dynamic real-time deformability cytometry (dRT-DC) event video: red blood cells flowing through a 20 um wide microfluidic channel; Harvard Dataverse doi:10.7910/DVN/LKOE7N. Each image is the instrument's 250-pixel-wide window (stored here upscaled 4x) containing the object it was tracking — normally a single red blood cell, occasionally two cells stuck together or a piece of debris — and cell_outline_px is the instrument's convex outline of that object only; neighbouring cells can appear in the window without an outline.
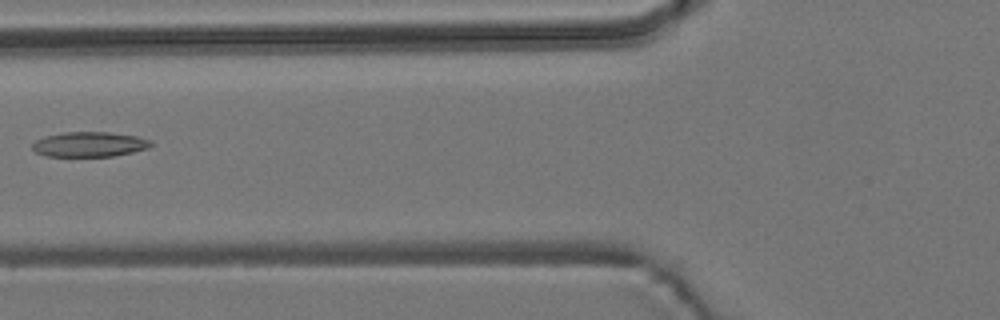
{"species": "common noctule bat (a hibernating species)", "species_latin": "Nyctalus noctula", "temperature_condition": "room temperature", "stored_images_in_passage": 6, "camera_frame_rate_fps": 3000, "um_per_image_px": 0.085, "animal": {"sex": "male", "body_mass_g": 19.2, "forearm_length_mm": 51.8}, "frame": {"image": 1, "passage_image": 6, "time_ms": 6.333, "image_size_px": [1000, 320], "cell_outline_px": [[152, 144], [148, 148], [132, 152], [112, 156], [48, 156], [36, 152], [32, 148], [32, 144], [36, 140], [44, 136], [64, 132], [108, 132], [136, 136], [152, 140]], "centroid_in_image_um": [7.6, 12.26], "position_along_channel_um": 118.2, "area_um2": 17.17}}